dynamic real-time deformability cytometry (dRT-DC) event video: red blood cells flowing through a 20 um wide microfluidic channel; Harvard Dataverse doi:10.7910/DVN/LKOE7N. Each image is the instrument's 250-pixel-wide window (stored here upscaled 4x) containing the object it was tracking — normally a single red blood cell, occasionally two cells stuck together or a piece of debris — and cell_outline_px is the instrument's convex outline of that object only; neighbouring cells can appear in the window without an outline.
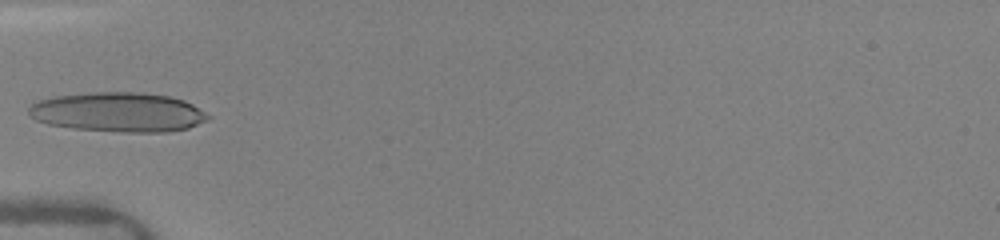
{"species": "human", "species_latin": "Homo sapiens", "temperature_condition": "warm", "stored_images_in_passage": 14, "camera_frame_rate_fps": 3000, "um_per_image_px": 0.085, "donor": {"sex": "female"}, "frame": {"image": 1, "passage_image": 10, "time_ms": 5.333, "image_size_px": [1000, 240], "cell_outline_px": [[212, 116], [208, 120], [188, 128], [168, 132], [124, 132], [72, 128], [48, 124], [36, 120], [28, 112], [28, 108], [36, 100], [56, 96], [92, 92], [136, 92], [168, 96], [184, 100], [192, 104]], "centroid_in_image_um": [10.06, 9.53], "position_along_channel_um": 74.9, "area_um2": 41.33}}
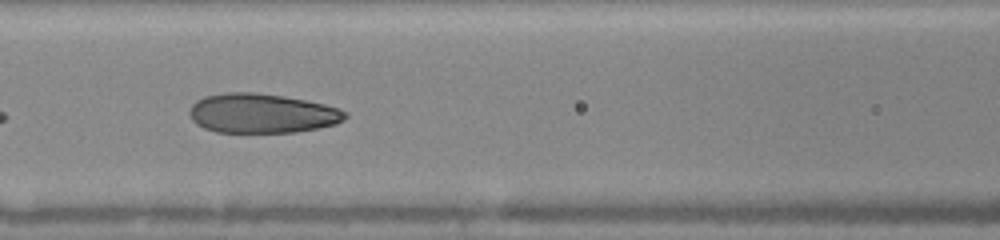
{"frame": {"image": 2, "passage_image": 12, "time_ms": 7.0, "image_size_px": [1000, 240], "cell_outline_px": [[348, 116], [344, 120], [336, 124], [296, 132], [216, 132], [204, 128], [196, 124], [192, 120], [188, 112], [192, 104], [196, 100], [204, 96], [228, 92], [252, 92], [284, 96], [324, 104], [348, 112]], "centroid_in_image_um": [22.24, 9.63], "position_along_channel_um": 144.4, "area_um2": 35.84}}